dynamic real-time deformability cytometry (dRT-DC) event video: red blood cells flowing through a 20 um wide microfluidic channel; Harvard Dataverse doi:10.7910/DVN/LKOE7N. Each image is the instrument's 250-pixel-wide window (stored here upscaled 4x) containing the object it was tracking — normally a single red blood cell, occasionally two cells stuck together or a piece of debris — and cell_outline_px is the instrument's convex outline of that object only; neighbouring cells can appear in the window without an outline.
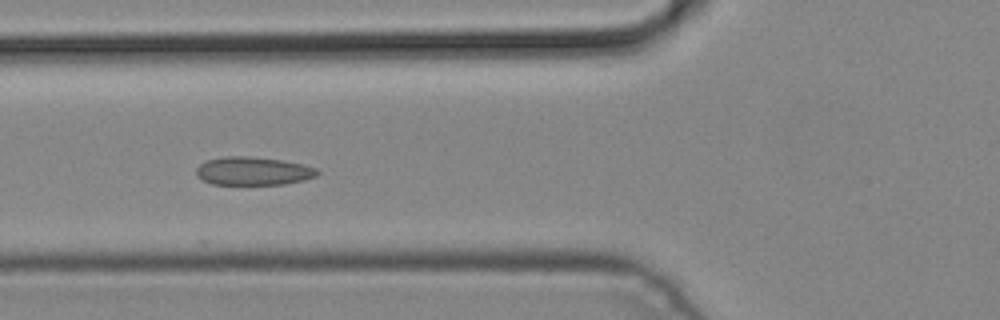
{"species": "common noctule bat (a hibernating species)", "species_latin": "Nyctalus noctula", "temperature_condition": "cold", "stored_images_in_passage": 6, "camera_frame_rate_fps": 3000, "um_per_image_px": 0.085, "animal": {"sex": "male", "body_mass_g": 19.2, "forearm_length_mm": 51.8}, "frame": {"image": 1, "passage_image": 6, "time_ms": 1.667, "image_size_px": [1000, 320], "cell_outline_px": [[320, 172], [316, 176], [304, 180], [284, 184], [212, 184], [196, 176], [196, 168], [200, 164], [208, 160], [224, 156], [248, 156], [280, 160], [300, 164], [316, 168]], "centroid_in_image_um": [21.5, 14.54], "position_along_channel_um": 104.3, "area_um2": 19.77}}